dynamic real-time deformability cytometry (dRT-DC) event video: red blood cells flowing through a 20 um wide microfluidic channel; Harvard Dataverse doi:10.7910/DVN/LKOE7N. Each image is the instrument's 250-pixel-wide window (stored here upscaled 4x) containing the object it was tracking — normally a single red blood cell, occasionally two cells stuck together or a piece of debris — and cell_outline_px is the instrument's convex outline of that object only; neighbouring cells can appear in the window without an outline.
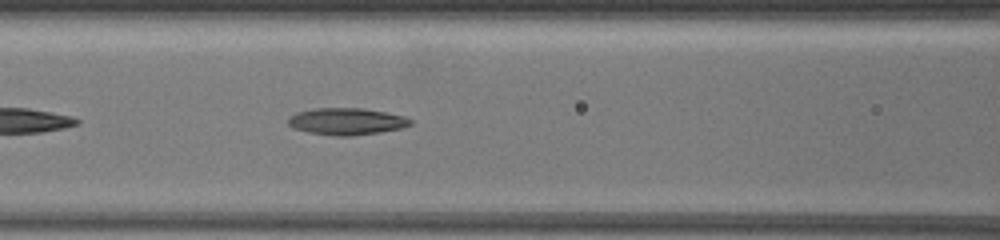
{"species": "common noctule bat (a hibernating species)", "species_latin": "Nyctalus noctula", "temperature_condition": "warm", "stored_images_in_passage": 18, "camera_frame_rate_fps": 3000, "um_per_image_px": 0.085, "animal": {"sex": "female", "body_mass_g": 19.5, "forearm_length_mm": 54.1}, "frame": {"image": 1, "passage_image": 10, "time_ms": 2.333, "image_size_px": [1000, 240], "cell_outline_px": [[412, 124], [400, 128], [380, 132], [352, 136], [336, 136], [308, 132], [292, 128], [288, 124], [288, 116], [296, 112], [316, 108], [364, 108], [404, 116], [412, 120]], "centroid_in_image_um": [29.42, 10.32], "position_along_channel_um": 137.2, "area_um2": 19.19}}
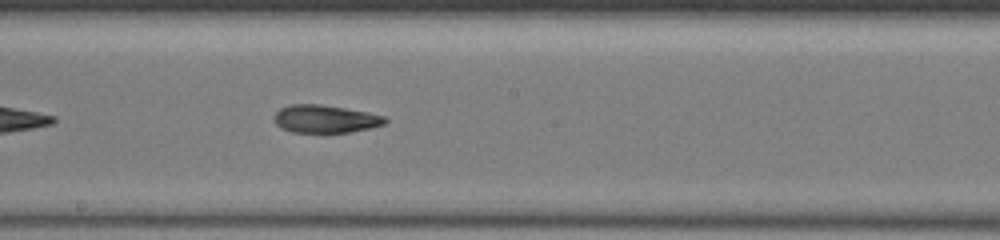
{"frame": {"image": 2, "passage_image": 14, "time_ms": 4.333, "image_size_px": [1000, 240], "cell_outline_px": [[388, 120], [384, 124], [368, 128], [348, 132], [292, 132], [280, 128], [272, 120], [272, 116], [280, 108], [292, 104], [320, 104], [368, 112], [384, 116]], "centroid_in_image_um": [27.59, 10.1], "position_along_channel_um": 220.6, "area_um2": 17.98}}
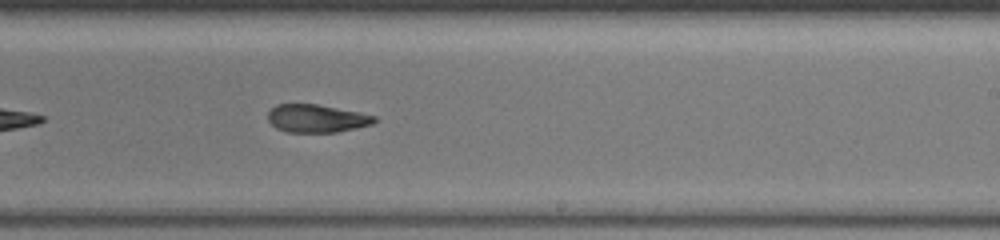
{"frame": {"image": 3, "passage_image": 16, "time_ms": 5.333, "image_size_px": [1000, 240], "cell_outline_px": [[376, 120], [372, 124], [356, 128], [336, 132], [288, 132], [276, 128], [268, 120], [268, 112], [276, 104], [316, 104], [360, 112], [376, 116]], "centroid_in_image_um": [26.91, 10.06], "position_along_channel_um": 262.1, "area_um2": 17.28}}